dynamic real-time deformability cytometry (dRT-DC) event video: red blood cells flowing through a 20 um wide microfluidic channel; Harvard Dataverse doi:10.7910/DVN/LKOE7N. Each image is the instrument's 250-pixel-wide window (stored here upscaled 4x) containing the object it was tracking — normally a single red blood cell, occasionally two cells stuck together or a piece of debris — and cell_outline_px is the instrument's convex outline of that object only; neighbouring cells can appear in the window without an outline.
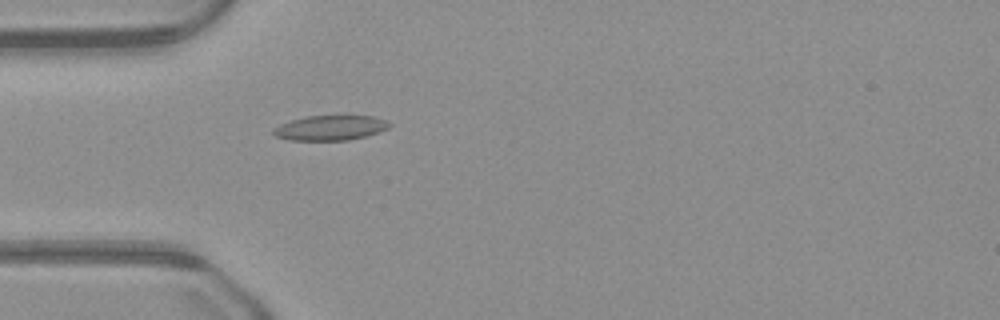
{"species": "common noctule bat (a hibernating species)", "species_latin": "Nyctalus noctula", "temperature_condition": "warm", "stored_images_in_passage": 50, "camera_frame_rate_fps": 3000, "um_per_image_px": 0.085, "animal": {"sex": "male", "body_mass_g": 23.1, "forearm_length_mm": 52.7}, "frame": {"image": 1, "passage_image": 15, "time_ms": 4.667, "image_size_px": [1000, 320], "cell_outline_px": [[392, 124], [388, 128], [380, 132], [348, 140], [288, 140], [276, 136], [272, 132], [272, 128], [280, 124], [292, 120], [308, 116], [344, 112], [372, 116], [388, 120]], "centroid_in_image_um": [28.14, 10.81], "position_along_channel_um": 56.9, "area_um2": 17.74}}
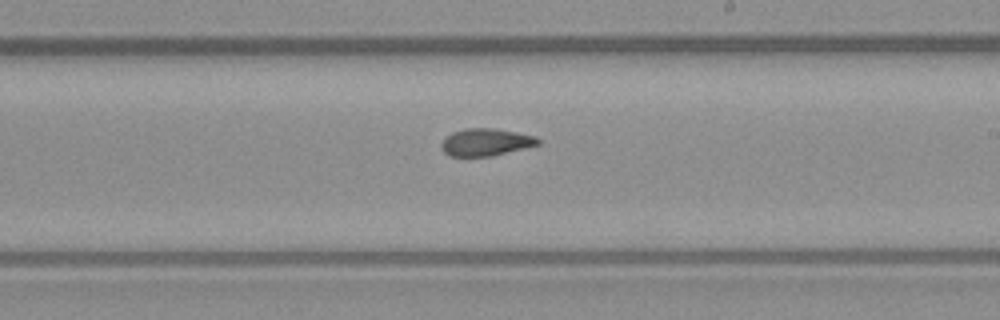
{"frame": {"image": 2, "passage_image": 29, "time_ms": 9.333, "image_size_px": [1000, 320], "cell_outline_px": [[540, 144], [492, 156], [448, 156], [440, 148], [440, 144], [452, 132], [464, 128], [492, 128], [516, 132], [536, 136], [540, 140]], "centroid_in_image_um": [41.28, 12.08], "position_along_channel_um": 247.7, "area_um2": 15.37}}
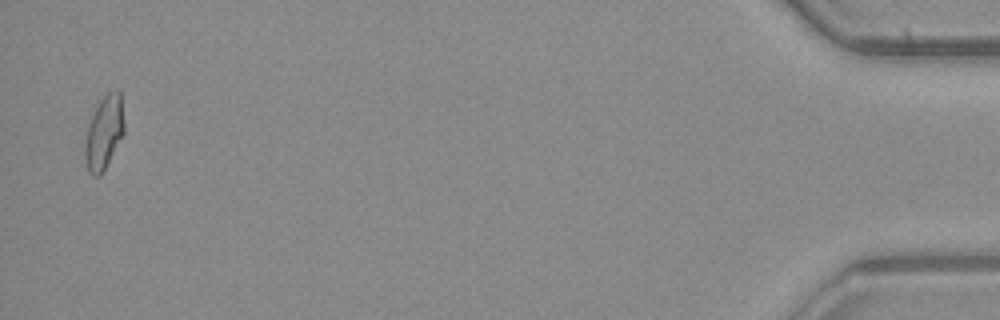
{"frame": {"image": 3, "passage_image": 49, "time_ms": 16.0, "image_size_px": [1000, 320], "cell_outline_px": [[124, 132], [100, 176], [96, 176], [88, 172], [84, 156], [84, 144], [88, 128], [92, 116], [100, 100], [108, 92], [116, 88], [120, 88], [124, 124]], "centroid_in_image_um": [8.84, 11.23], "position_along_channel_um": 426.4, "area_um2": 16.53}}